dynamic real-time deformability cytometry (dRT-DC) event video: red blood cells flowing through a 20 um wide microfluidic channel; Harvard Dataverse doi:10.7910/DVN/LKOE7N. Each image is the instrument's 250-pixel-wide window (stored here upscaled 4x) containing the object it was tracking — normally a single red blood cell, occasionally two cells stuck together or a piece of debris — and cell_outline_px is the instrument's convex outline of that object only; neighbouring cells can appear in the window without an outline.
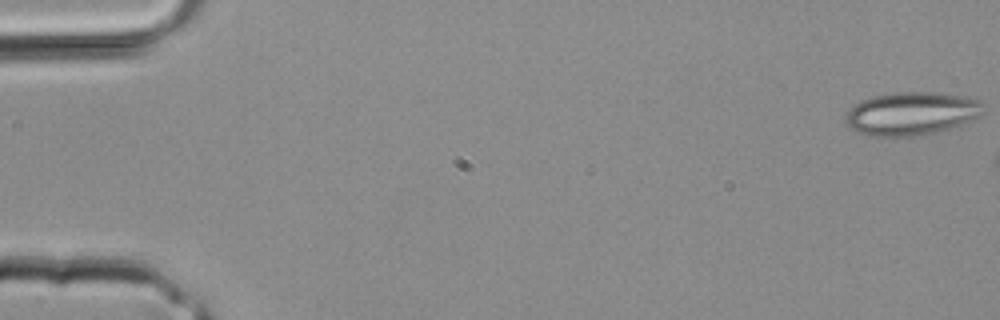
{"species": "common noctule bat (a hibernating species)", "species_latin": "Nyctalus noctula", "temperature_condition": "room temperature", "stored_images_in_passage": 4, "camera_frame_rate_fps": 3000, "um_per_image_px": 0.085, "animal": {"sex": "male", "body_mass_g": 20.4}, "frame": {"image": 1, "passage_image": 1, "time_ms": 0.0, "image_size_px": [1000, 320], "cell_outline_px": [[984, 112], [980, 116], [972, 120], [948, 128], [916, 136], [872, 136], [856, 132], [848, 124], [844, 116], [844, 112], [860, 100], [872, 96], [896, 92], [936, 92], [960, 96], [980, 100]], "centroid_in_image_um": [77.43, 9.64], "position_along_channel_um": 7.6, "area_um2": 34.56}}